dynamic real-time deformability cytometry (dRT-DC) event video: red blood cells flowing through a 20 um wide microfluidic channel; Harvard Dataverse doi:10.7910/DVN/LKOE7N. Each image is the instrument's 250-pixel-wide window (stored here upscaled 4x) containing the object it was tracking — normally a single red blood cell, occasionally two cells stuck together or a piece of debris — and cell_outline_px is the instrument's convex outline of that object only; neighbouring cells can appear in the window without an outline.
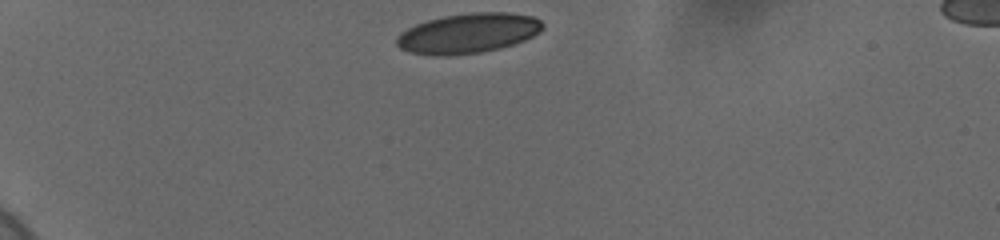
{"species": "human", "species_latin": "Homo sapiens", "temperature_condition": "cold", "stored_images_in_passage": 36, "camera_frame_rate_fps": 3000, "um_per_image_px": 0.085, "donor": {"sex": "female"}, "frame": {"image": 1, "passage_image": 1, "time_ms": 0.0, "image_size_px": [1000, 240], "cell_outline_px": [[544, 28], [540, 32], [524, 40], [500, 48], [480, 52], [448, 56], [436, 56], [408, 52], [400, 48], [396, 44], [396, 36], [400, 32], [416, 24], [428, 20], [444, 16], [472, 12], [512, 12], [532, 16], [540, 20], [544, 24]], "centroid_in_image_um": [39.78, 2.82], "position_along_channel_um": 45.2, "area_um2": 34.16}}
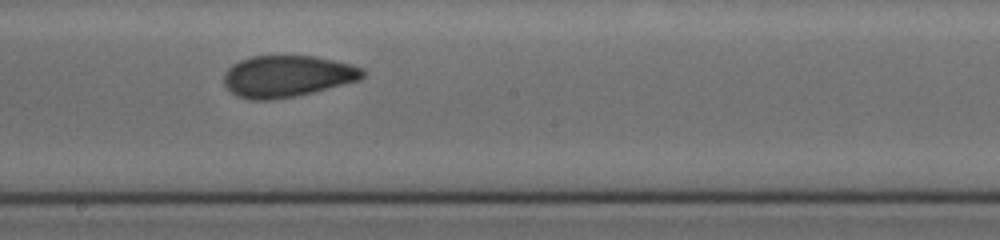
{"frame": {"image": 2, "passage_image": 20, "time_ms": 6.333, "image_size_px": [1000, 240], "cell_outline_px": [[364, 76], [360, 80], [296, 96], [272, 100], [248, 100], [236, 96], [224, 84], [224, 72], [232, 64], [240, 60], [252, 56], [316, 56], [352, 64], [364, 68]], "centroid_in_image_um": [24.41, 6.48], "position_along_channel_um": 223.8, "area_um2": 33.81}}
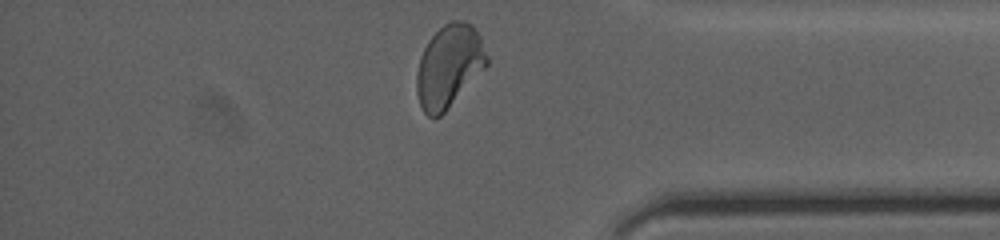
{"frame": {"image": 3, "passage_image": 35, "time_ms": 11.333, "image_size_px": [1000, 240], "cell_outline_px": [[488, 64], [444, 112], [440, 116], [428, 116], [420, 108], [416, 92], [416, 72], [420, 56], [428, 40], [444, 24], [452, 20], [464, 20], [472, 24], [480, 36], [488, 56]], "centroid_in_image_um": [38.15, 5.6], "position_along_channel_um": 397.1, "area_um2": 33.7}, "authors_computed_cell_mechanics": {"area_um2": 33.8997, "velocity_mm_per_s": 3.6737, "shape_relaxation_time_tau1_ms": null, "shape_relaxation_time_tau2_ms": 1.2736, "deformation_change_tau1": null, "deformation_change_tau2": 0.0701}}